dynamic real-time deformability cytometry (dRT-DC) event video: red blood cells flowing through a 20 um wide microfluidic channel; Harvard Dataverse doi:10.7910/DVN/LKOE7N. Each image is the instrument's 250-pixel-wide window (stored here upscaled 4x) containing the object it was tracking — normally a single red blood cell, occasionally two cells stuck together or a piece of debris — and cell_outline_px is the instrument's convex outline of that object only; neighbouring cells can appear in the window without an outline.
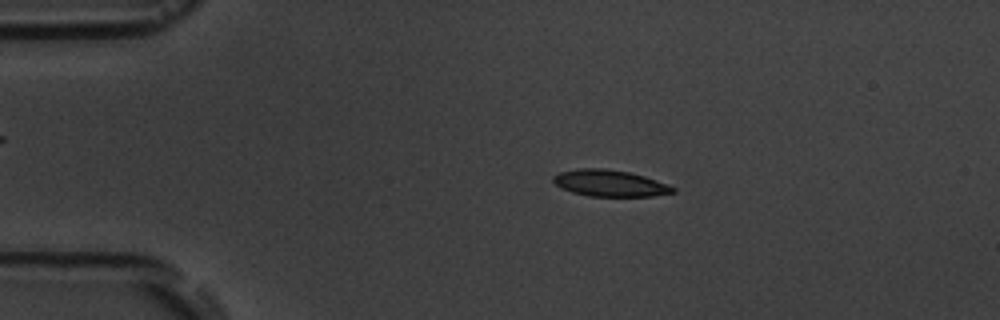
{"species": "common noctule bat (a hibernating species)", "species_latin": "Nyctalus noctula", "temperature_condition": "room temperature", "stored_images_in_passage": 4, "camera_frame_rate_fps": 3000, "um_per_image_px": 0.085, "animal": {"sex": "male", "body_mass_g": 19.5, "forearm_length_mm": 54.6}, "frame": {"image": 1, "passage_image": 3, "time_ms": 2.333, "image_size_px": [1000, 320], "cell_outline_px": [[676, 192], [652, 196], [588, 196], [572, 192], [560, 188], [552, 180], [552, 176], [560, 172], [580, 168], [604, 168], [628, 172], [644, 176], [676, 188]], "centroid_in_image_um": [51.8, 15.57], "position_along_channel_um": 33.2, "area_um2": 18.38}}